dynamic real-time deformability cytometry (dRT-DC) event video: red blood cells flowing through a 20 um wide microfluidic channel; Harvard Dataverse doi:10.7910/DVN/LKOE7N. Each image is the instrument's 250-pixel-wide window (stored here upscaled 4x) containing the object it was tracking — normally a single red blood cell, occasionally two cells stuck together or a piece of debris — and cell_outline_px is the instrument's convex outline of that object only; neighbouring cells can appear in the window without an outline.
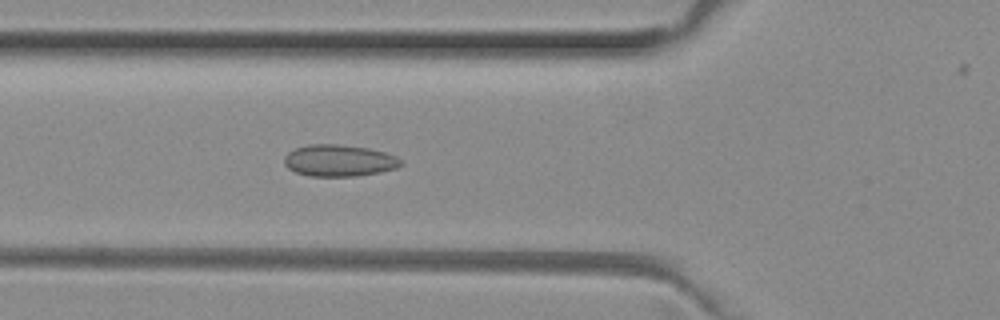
{"species": "common noctule bat (a hibernating species)", "species_latin": "Nyctalus noctula", "temperature_condition": "room temperature", "stored_images_in_passage": 40, "camera_frame_rate_fps": 3000, "um_per_image_px": 0.085, "animal": {"sex": "female", "body_mass_g": 29.2, "forearm_length_mm": 56.3}, "frame": {"image": 1, "passage_image": 11, "time_ms": 3.333, "image_size_px": [1000, 320], "cell_outline_px": [[404, 164], [396, 168], [380, 172], [356, 176], [308, 176], [296, 172], [288, 168], [284, 164], [284, 156], [288, 152], [296, 148], [308, 144], [336, 144], [368, 148], [384, 152], [396, 156]], "centroid_in_image_um": [28.81, 13.65], "position_along_channel_um": 97.0, "area_um2": 21.56}}
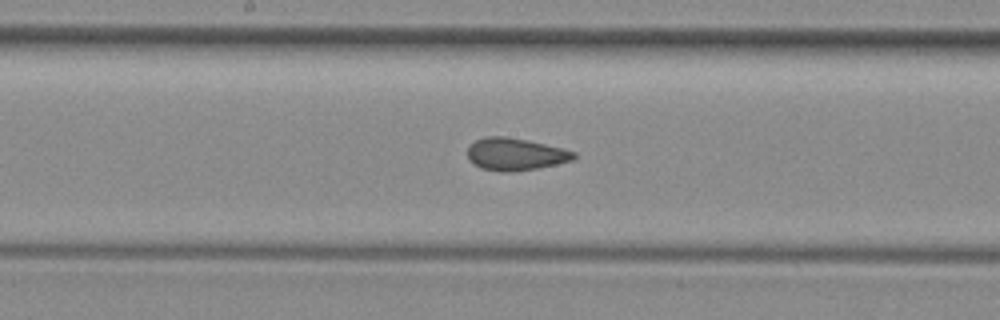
{"frame": {"image": 2, "passage_image": 19, "time_ms": 6.0, "image_size_px": [1000, 320], "cell_outline_px": [[576, 156], [572, 160], [556, 164], [536, 168], [512, 172], [500, 172], [480, 168], [472, 164], [468, 160], [468, 148], [476, 140], [484, 136], [504, 136], [528, 140], [564, 148], [576, 152]], "centroid_in_image_um": [43.79, 13.11], "position_along_channel_um": 204.4, "area_um2": 20.17}}
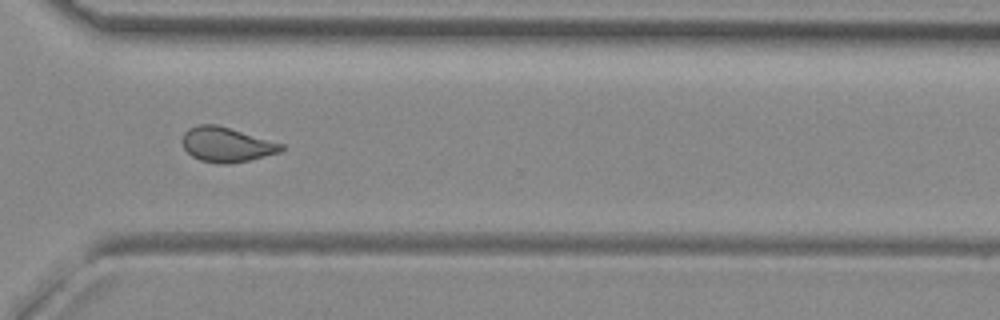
{"frame": {"image": 3, "passage_image": 30, "time_ms": 9.667, "image_size_px": [1000, 320], "cell_outline_px": [[284, 148], [280, 152], [248, 160], [228, 164], [220, 164], [200, 160], [192, 156], [184, 148], [180, 140], [184, 132], [188, 128], [200, 124], [216, 124], [284, 144]], "centroid_in_image_um": [19.21, 12.28], "position_along_channel_um": 351.4, "area_um2": 20.0}, "authors_computed_cell_mechanics": {"area_um2": 20.0277, "velocity_mm_per_s": 4.009, "shape_relaxation_time_tau1_ms": null, "shape_relaxation_time_tau2_ms": 1.0869, "deformation_change_tau1": null, "deformation_change_tau2": 0.0751}}